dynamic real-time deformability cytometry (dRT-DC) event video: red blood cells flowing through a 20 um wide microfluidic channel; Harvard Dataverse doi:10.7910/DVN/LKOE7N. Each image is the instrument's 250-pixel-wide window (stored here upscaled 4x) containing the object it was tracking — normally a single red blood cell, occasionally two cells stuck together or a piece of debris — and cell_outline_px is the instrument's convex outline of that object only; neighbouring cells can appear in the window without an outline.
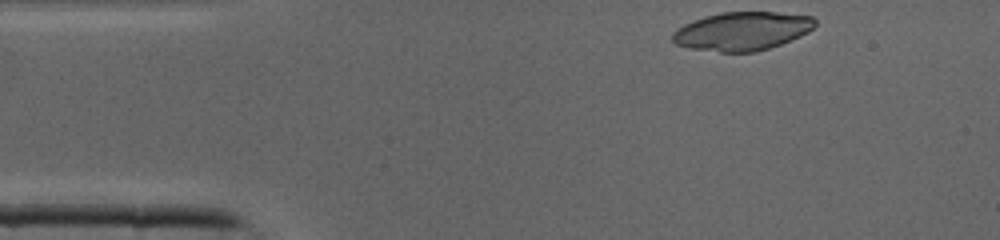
{"species": "common noctule bat (a hibernating species)", "species_latin": "Nyctalus noctula", "temperature_condition": "cold", "stored_images_in_passage": 32, "camera_frame_rate_fps": 3000, "um_per_image_px": 0.085, "animal": {"sex": "male", "body_mass_g": 19.0, "forearm_length_mm": 50.8}, "frame": {"image": 1, "passage_image": 1, "time_ms": 0.0, "image_size_px": [1000, 240], "cell_outline_px": [[816, 24], [808, 32], [800, 36], [780, 44], [756, 52], [720, 52], [688, 48], [676, 44], [672, 40], [672, 32], [684, 24], [704, 16], [720, 12], [776, 12], [812, 16], [816, 20]], "centroid_in_image_um": [63.07, 2.64], "position_along_channel_um": 21.9, "area_um2": 32.02}}